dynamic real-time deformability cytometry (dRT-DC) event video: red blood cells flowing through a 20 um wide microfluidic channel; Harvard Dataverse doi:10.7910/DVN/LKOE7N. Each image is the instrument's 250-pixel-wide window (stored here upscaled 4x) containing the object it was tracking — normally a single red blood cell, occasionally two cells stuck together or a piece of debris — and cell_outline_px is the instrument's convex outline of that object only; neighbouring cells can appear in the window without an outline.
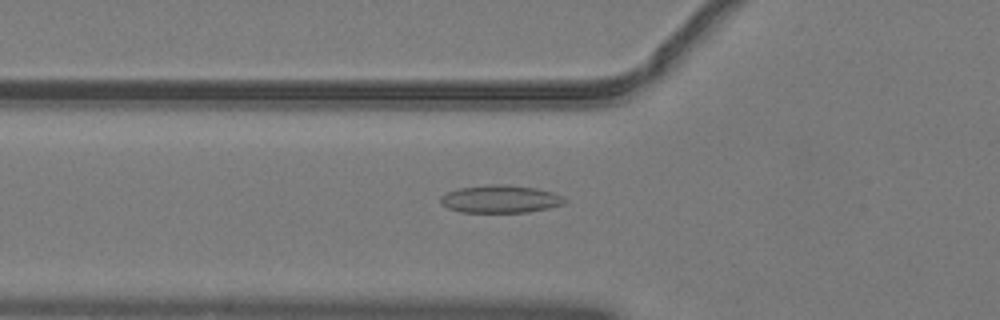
{"species": "common noctule bat (a hibernating species)", "species_latin": "Nyctalus noctula", "temperature_condition": "warm", "stored_images_in_passage": 48, "camera_frame_rate_fps": 3000, "um_per_image_px": 0.085, "animal": {"sex": "male", "body_mass_g": 19.2, "forearm_length_mm": 51.8}, "frame": {"image": 1, "passage_image": 15, "time_ms": 4.667, "image_size_px": [1000, 320], "cell_outline_px": [[568, 200], [564, 204], [548, 208], [528, 212], [460, 212], [448, 208], [440, 204], [440, 196], [448, 192], [460, 188], [492, 184], [508, 184], [536, 188], [552, 192]], "centroid_in_image_um": [42.52, 16.92], "position_along_channel_um": 83.3, "area_um2": 20.06}}
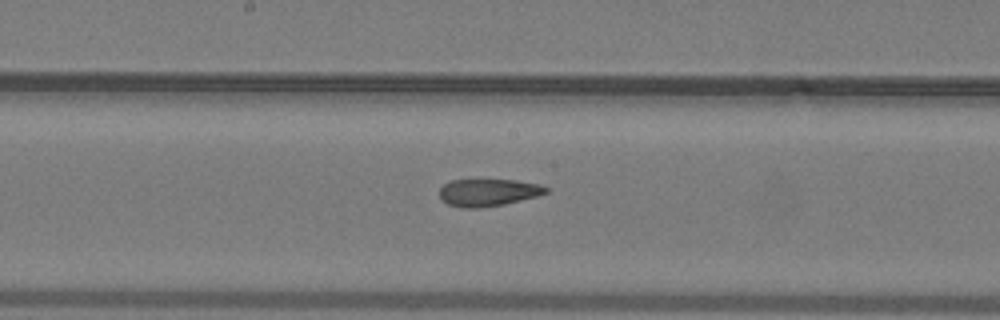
{"frame": {"image": 2, "passage_image": 24, "time_ms": 7.667, "image_size_px": [1000, 320], "cell_outline_px": [[552, 188], [548, 192], [536, 196], [504, 204], [480, 208], [460, 208], [448, 204], [440, 200], [440, 188], [444, 184], [452, 180], [516, 180], [540, 184]], "centroid_in_image_um": [41.5, 16.36], "position_along_channel_um": 206.7, "area_um2": 17.05}}
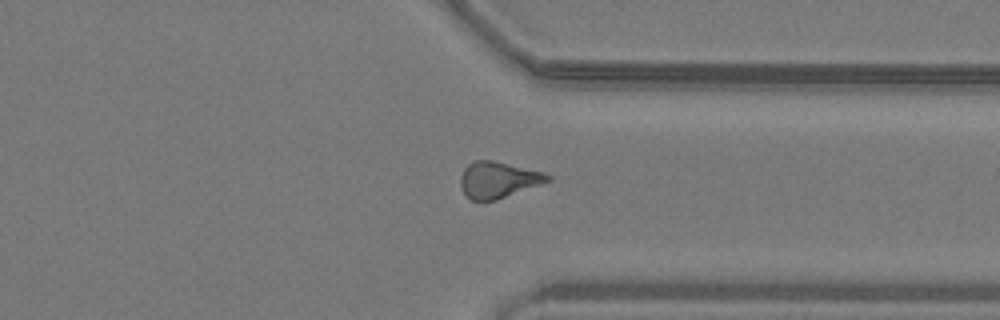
{"frame": {"image": 3, "passage_image": 36, "time_ms": 11.667, "image_size_px": [1000, 320], "cell_outline_px": [[552, 180], [496, 200], [468, 200], [460, 184], [460, 176], [464, 168], [468, 164], [476, 160], [492, 160], [544, 172], [552, 176]], "centroid_in_image_um": [42.34, 15.28], "position_along_channel_um": 369.1, "area_um2": 18.38}, "authors_computed_cell_mechanics": {"area_um2": 18.4382, "velocity_mm_per_s": 4.0817, "shape_relaxation_time_tau1_ms": null, "shape_relaxation_time_tau2_ms": 3.1155, "deformation_change_tau1": null, "deformation_change_tau2": 0.1101}}